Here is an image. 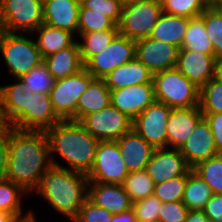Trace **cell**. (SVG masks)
<instances>
[{
    "label": "cell",
    "instance_id": "6da1fadb",
    "mask_svg": "<svg viewBox=\"0 0 222 222\" xmlns=\"http://www.w3.org/2000/svg\"><path fill=\"white\" fill-rule=\"evenodd\" d=\"M52 165L50 147L45 131L8 130L7 179L26 193L37 187L41 174Z\"/></svg>",
    "mask_w": 222,
    "mask_h": 222
},
{
    "label": "cell",
    "instance_id": "7a4b0ae2",
    "mask_svg": "<svg viewBox=\"0 0 222 222\" xmlns=\"http://www.w3.org/2000/svg\"><path fill=\"white\" fill-rule=\"evenodd\" d=\"M15 80L0 86L4 112L12 128L46 131L62 121L53 109L50 94H33L20 78Z\"/></svg>",
    "mask_w": 222,
    "mask_h": 222
},
{
    "label": "cell",
    "instance_id": "3957f363",
    "mask_svg": "<svg viewBox=\"0 0 222 222\" xmlns=\"http://www.w3.org/2000/svg\"><path fill=\"white\" fill-rule=\"evenodd\" d=\"M52 165L88 174L92 169L99 141L79 123L61 121L46 131ZM69 165L56 160L55 154ZM54 154V155H53Z\"/></svg>",
    "mask_w": 222,
    "mask_h": 222
},
{
    "label": "cell",
    "instance_id": "277c9868",
    "mask_svg": "<svg viewBox=\"0 0 222 222\" xmlns=\"http://www.w3.org/2000/svg\"><path fill=\"white\" fill-rule=\"evenodd\" d=\"M87 175L51 165L33 191L57 213L73 221L88 196Z\"/></svg>",
    "mask_w": 222,
    "mask_h": 222
},
{
    "label": "cell",
    "instance_id": "5b68a950",
    "mask_svg": "<svg viewBox=\"0 0 222 222\" xmlns=\"http://www.w3.org/2000/svg\"><path fill=\"white\" fill-rule=\"evenodd\" d=\"M155 99L172 109L200 105V88L176 67L153 74Z\"/></svg>",
    "mask_w": 222,
    "mask_h": 222
},
{
    "label": "cell",
    "instance_id": "8992f818",
    "mask_svg": "<svg viewBox=\"0 0 222 222\" xmlns=\"http://www.w3.org/2000/svg\"><path fill=\"white\" fill-rule=\"evenodd\" d=\"M25 34L30 35L0 30V53L13 79L21 78L43 63L35 39L24 36Z\"/></svg>",
    "mask_w": 222,
    "mask_h": 222
},
{
    "label": "cell",
    "instance_id": "52a82bcc",
    "mask_svg": "<svg viewBox=\"0 0 222 222\" xmlns=\"http://www.w3.org/2000/svg\"><path fill=\"white\" fill-rule=\"evenodd\" d=\"M163 13L161 0H146L122 7L119 34L138 41L148 38Z\"/></svg>",
    "mask_w": 222,
    "mask_h": 222
},
{
    "label": "cell",
    "instance_id": "ba28073f",
    "mask_svg": "<svg viewBox=\"0 0 222 222\" xmlns=\"http://www.w3.org/2000/svg\"><path fill=\"white\" fill-rule=\"evenodd\" d=\"M43 23V0H0V30L32 33Z\"/></svg>",
    "mask_w": 222,
    "mask_h": 222
},
{
    "label": "cell",
    "instance_id": "9c48e42d",
    "mask_svg": "<svg viewBox=\"0 0 222 222\" xmlns=\"http://www.w3.org/2000/svg\"><path fill=\"white\" fill-rule=\"evenodd\" d=\"M94 77L83 68L78 73L57 79L51 89L50 98L53 109L62 120L76 122V108L79 97L86 91Z\"/></svg>",
    "mask_w": 222,
    "mask_h": 222
},
{
    "label": "cell",
    "instance_id": "30bf717a",
    "mask_svg": "<svg viewBox=\"0 0 222 222\" xmlns=\"http://www.w3.org/2000/svg\"><path fill=\"white\" fill-rule=\"evenodd\" d=\"M128 174L117 141H99L88 181L122 185Z\"/></svg>",
    "mask_w": 222,
    "mask_h": 222
},
{
    "label": "cell",
    "instance_id": "8fae6325",
    "mask_svg": "<svg viewBox=\"0 0 222 222\" xmlns=\"http://www.w3.org/2000/svg\"><path fill=\"white\" fill-rule=\"evenodd\" d=\"M98 141H117L132 129L133 120L112 104L79 122Z\"/></svg>",
    "mask_w": 222,
    "mask_h": 222
},
{
    "label": "cell",
    "instance_id": "7c38bea8",
    "mask_svg": "<svg viewBox=\"0 0 222 222\" xmlns=\"http://www.w3.org/2000/svg\"><path fill=\"white\" fill-rule=\"evenodd\" d=\"M136 41L117 34L111 43L93 56L84 68L94 77L103 79L115 68L135 59Z\"/></svg>",
    "mask_w": 222,
    "mask_h": 222
},
{
    "label": "cell",
    "instance_id": "4fadbf2b",
    "mask_svg": "<svg viewBox=\"0 0 222 222\" xmlns=\"http://www.w3.org/2000/svg\"><path fill=\"white\" fill-rule=\"evenodd\" d=\"M171 109L166 104L155 101L133 120L132 128L154 148H166V124Z\"/></svg>",
    "mask_w": 222,
    "mask_h": 222
},
{
    "label": "cell",
    "instance_id": "5bb4252c",
    "mask_svg": "<svg viewBox=\"0 0 222 222\" xmlns=\"http://www.w3.org/2000/svg\"><path fill=\"white\" fill-rule=\"evenodd\" d=\"M179 48L152 38L136 41L135 58L153 74L176 67Z\"/></svg>",
    "mask_w": 222,
    "mask_h": 222
},
{
    "label": "cell",
    "instance_id": "9a60e30c",
    "mask_svg": "<svg viewBox=\"0 0 222 222\" xmlns=\"http://www.w3.org/2000/svg\"><path fill=\"white\" fill-rule=\"evenodd\" d=\"M155 101L153 83L131 85L111 90L110 95V103L132 120Z\"/></svg>",
    "mask_w": 222,
    "mask_h": 222
},
{
    "label": "cell",
    "instance_id": "2e32d148",
    "mask_svg": "<svg viewBox=\"0 0 222 222\" xmlns=\"http://www.w3.org/2000/svg\"><path fill=\"white\" fill-rule=\"evenodd\" d=\"M189 169L184 156L178 149L166 147L155 148L145 170L154 185H157L171 178L182 176Z\"/></svg>",
    "mask_w": 222,
    "mask_h": 222
},
{
    "label": "cell",
    "instance_id": "e0dca14e",
    "mask_svg": "<svg viewBox=\"0 0 222 222\" xmlns=\"http://www.w3.org/2000/svg\"><path fill=\"white\" fill-rule=\"evenodd\" d=\"M192 169L198 163L218 155L209 123L203 118L192 134L178 149Z\"/></svg>",
    "mask_w": 222,
    "mask_h": 222
},
{
    "label": "cell",
    "instance_id": "ac0fdd59",
    "mask_svg": "<svg viewBox=\"0 0 222 222\" xmlns=\"http://www.w3.org/2000/svg\"><path fill=\"white\" fill-rule=\"evenodd\" d=\"M215 60L213 53L179 49L176 68L189 81L201 88L214 78Z\"/></svg>",
    "mask_w": 222,
    "mask_h": 222
},
{
    "label": "cell",
    "instance_id": "d6986e66",
    "mask_svg": "<svg viewBox=\"0 0 222 222\" xmlns=\"http://www.w3.org/2000/svg\"><path fill=\"white\" fill-rule=\"evenodd\" d=\"M203 118L200 106L171 109L166 124L167 148L179 149Z\"/></svg>",
    "mask_w": 222,
    "mask_h": 222
},
{
    "label": "cell",
    "instance_id": "ffe728a7",
    "mask_svg": "<svg viewBox=\"0 0 222 222\" xmlns=\"http://www.w3.org/2000/svg\"><path fill=\"white\" fill-rule=\"evenodd\" d=\"M80 6L77 0H43V23L78 36Z\"/></svg>",
    "mask_w": 222,
    "mask_h": 222
},
{
    "label": "cell",
    "instance_id": "44dd1931",
    "mask_svg": "<svg viewBox=\"0 0 222 222\" xmlns=\"http://www.w3.org/2000/svg\"><path fill=\"white\" fill-rule=\"evenodd\" d=\"M87 198L112 214L126 212L132 208L129 195L123 186L118 184L88 182Z\"/></svg>",
    "mask_w": 222,
    "mask_h": 222
},
{
    "label": "cell",
    "instance_id": "7402d4cb",
    "mask_svg": "<svg viewBox=\"0 0 222 222\" xmlns=\"http://www.w3.org/2000/svg\"><path fill=\"white\" fill-rule=\"evenodd\" d=\"M117 144L129 172L145 170L155 150L133 128L123 134Z\"/></svg>",
    "mask_w": 222,
    "mask_h": 222
},
{
    "label": "cell",
    "instance_id": "603a6c76",
    "mask_svg": "<svg viewBox=\"0 0 222 222\" xmlns=\"http://www.w3.org/2000/svg\"><path fill=\"white\" fill-rule=\"evenodd\" d=\"M103 79L111 91L131 85L153 83V73L135 58L115 68Z\"/></svg>",
    "mask_w": 222,
    "mask_h": 222
},
{
    "label": "cell",
    "instance_id": "cb8c5ba5",
    "mask_svg": "<svg viewBox=\"0 0 222 222\" xmlns=\"http://www.w3.org/2000/svg\"><path fill=\"white\" fill-rule=\"evenodd\" d=\"M43 63L56 80L78 73L84 68L78 39L72 46L43 58Z\"/></svg>",
    "mask_w": 222,
    "mask_h": 222
},
{
    "label": "cell",
    "instance_id": "d4e9b609",
    "mask_svg": "<svg viewBox=\"0 0 222 222\" xmlns=\"http://www.w3.org/2000/svg\"><path fill=\"white\" fill-rule=\"evenodd\" d=\"M111 91L104 79L94 78L86 91L79 97L76 108V122L86 115L106 108L110 103Z\"/></svg>",
    "mask_w": 222,
    "mask_h": 222
},
{
    "label": "cell",
    "instance_id": "484cf974",
    "mask_svg": "<svg viewBox=\"0 0 222 222\" xmlns=\"http://www.w3.org/2000/svg\"><path fill=\"white\" fill-rule=\"evenodd\" d=\"M189 18L162 13L152 28L149 38L159 40L181 49Z\"/></svg>",
    "mask_w": 222,
    "mask_h": 222
},
{
    "label": "cell",
    "instance_id": "4316f807",
    "mask_svg": "<svg viewBox=\"0 0 222 222\" xmlns=\"http://www.w3.org/2000/svg\"><path fill=\"white\" fill-rule=\"evenodd\" d=\"M34 33L38 34L35 42L42 58L68 48L77 41V38L74 37L75 35L73 33L51 27L45 23H42L35 31L29 34Z\"/></svg>",
    "mask_w": 222,
    "mask_h": 222
},
{
    "label": "cell",
    "instance_id": "83f0119b",
    "mask_svg": "<svg viewBox=\"0 0 222 222\" xmlns=\"http://www.w3.org/2000/svg\"><path fill=\"white\" fill-rule=\"evenodd\" d=\"M213 194L207 182L190 168L187 171V181L182 198V202L188 210L203 211Z\"/></svg>",
    "mask_w": 222,
    "mask_h": 222
},
{
    "label": "cell",
    "instance_id": "f1b7e54d",
    "mask_svg": "<svg viewBox=\"0 0 222 222\" xmlns=\"http://www.w3.org/2000/svg\"><path fill=\"white\" fill-rule=\"evenodd\" d=\"M28 195L9 179L0 182V211L15 215L18 219L28 216L32 210H28L25 214L22 207V199Z\"/></svg>",
    "mask_w": 222,
    "mask_h": 222
},
{
    "label": "cell",
    "instance_id": "f546056e",
    "mask_svg": "<svg viewBox=\"0 0 222 222\" xmlns=\"http://www.w3.org/2000/svg\"><path fill=\"white\" fill-rule=\"evenodd\" d=\"M118 33V30H103L78 34L81 38L78 44L83 65L103 51Z\"/></svg>",
    "mask_w": 222,
    "mask_h": 222
},
{
    "label": "cell",
    "instance_id": "4dcf8cb0",
    "mask_svg": "<svg viewBox=\"0 0 222 222\" xmlns=\"http://www.w3.org/2000/svg\"><path fill=\"white\" fill-rule=\"evenodd\" d=\"M181 49L213 53V46L207 35L204 20L200 16L189 18L188 28L185 32Z\"/></svg>",
    "mask_w": 222,
    "mask_h": 222
},
{
    "label": "cell",
    "instance_id": "1f68e13d",
    "mask_svg": "<svg viewBox=\"0 0 222 222\" xmlns=\"http://www.w3.org/2000/svg\"><path fill=\"white\" fill-rule=\"evenodd\" d=\"M122 186L133 203L153 195L155 185L147 171L141 170L129 172Z\"/></svg>",
    "mask_w": 222,
    "mask_h": 222
},
{
    "label": "cell",
    "instance_id": "d6a6232c",
    "mask_svg": "<svg viewBox=\"0 0 222 222\" xmlns=\"http://www.w3.org/2000/svg\"><path fill=\"white\" fill-rule=\"evenodd\" d=\"M103 30H118V26L105 14L94 12L81 5L78 17V34Z\"/></svg>",
    "mask_w": 222,
    "mask_h": 222
},
{
    "label": "cell",
    "instance_id": "836d02e7",
    "mask_svg": "<svg viewBox=\"0 0 222 222\" xmlns=\"http://www.w3.org/2000/svg\"><path fill=\"white\" fill-rule=\"evenodd\" d=\"M192 170L207 182L214 194L222 193V155L202 161Z\"/></svg>",
    "mask_w": 222,
    "mask_h": 222
},
{
    "label": "cell",
    "instance_id": "e575fe53",
    "mask_svg": "<svg viewBox=\"0 0 222 222\" xmlns=\"http://www.w3.org/2000/svg\"><path fill=\"white\" fill-rule=\"evenodd\" d=\"M20 80L28 86V89L31 90L33 94H50L56 81L44 63L32 68L27 74L23 75Z\"/></svg>",
    "mask_w": 222,
    "mask_h": 222
},
{
    "label": "cell",
    "instance_id": "d590c367",
    "mask_svg": "<svg viewBox=\"0 0 222 222\" xmlns=\"http://www.w3.org/2000/svg\"><path fill=\"white\" fill-rule=\"evenodd\" d=\"M200 17L204 20L207 35L215 58H222V16L216 9L207 8Z\"/></svg>",
    "mask_w": 222,
    "mask_h": 222
},
{
    "label": "cell",
    "instance_id": "8d00e7d4",
    "mask_svg": "<svg viewBox=\"0 0 222 222\" xmlns=\"http://www.w3.org/2000/svg\"><path fill=\"white\" fill-rule=\"evenodd\" d=\"M200 109L202 113L222 112V83L214 78L200 88Z\"/></svg>",
    "mask_w": 222,
    "mask_h": 222
},
{
    "label": "cell",
    "instance_id": "74e56055",
    "mask_svg": "<svg viewBox=\"0 0 222 222\" xmlns=\"http://www.w3.org/2000/svg\"><path fill=\"white\" fill-rule=\"evenodd\" d=\"M163 12L187 18L199 17L207 8L204 0H161Z\"/></svg>",
    "mask_w": 222,
    "mask_h": 222
},
{
    "label": "cell",
    "instance_id": "f35d334b",
    "mask_svg": "<svg viewBox=\"0 0 222 222\" xmlns=\"http://www.w3.org/2000/svg\"><path fill=\"white\" fill-rule=\"evenodd\" d=\"M187 181V172L175 178H171L163 183L154 186V195L161 202L182 201L185 184Z\"/></svg>",
    "mask_w": 222,
    "mask_h": 222
},
{
    "label": "cell",
    "instance_id": "ab89813d",
    "mask_svg": "<svg viewBox=\"0 0 222 222\" xmlns=\"http://www.w3.org/2000/svg\"><path fill=\"white\" fill-rule=\"evenodd\" d=\"M161 201L153 194L132 203V210L138 222H158Z\"/></svg>",
    "mask_w": 222,
    "mask_h": 222
},
{
    "label": "cell",
    "instance_id": "60d3db41",
    "mask_svg": "<svg viewBox=\"0 0 222 222\" xmlns=\"http://www.w3.org/2000/svg\"><path fill=\"white\" fill-rule=\"evenodd\" d=\"M80 4L94 12L105 14L117 25L120 22L123 7L120 0H83Z\"/></svg>",
    "mask_w": 222,
    "mask_h": 222
},
{
    "label": "cell",
    "instance_id": "b9f144b4",
    "mask_svg": "<svg viewBox=\"0 0 222 222\" xmlns=\"http://www.w3.org/2000/svg\"><path fill=\"white\" fill-rule=\"evenodd\" d=\"M113 214L95 205L88 198L82 203L76 218L72 222H110Z\"/></svg>",
    "mask_w": 222,
    "mask_h": 222
},
{
    "label": "cell",
    "instance_id": "7bdbcfd3",
    "mask_svg": "<svg viewBox=\"0 0 222 222\" xmlns=\"http://www.w3.org/2000/svg\"><path fill=\"white\" fill-rule=\"evenodd\" d=\"M188 211L182 201L162 202L158 222H184Z\"/></svg>",
    "mask_w": 222,
    "mask_h": 222
},
{
    "label": "cell",
    "instance_id": "ee69618b",
    "mask_svg": "<svg viewBox=\"0 0 222 222\" xmlns=\"http://www.w3.org/2000/svg\"><path fill=\"white\" fill-rule=\"evenodd\" d=\"M203 117L209 123L211 132L214 136L217 153L218 155H222V112L203 113Z\"/></svg>",
    "mask_w": 222,
    "mask_h": 222
},
{
    "label": "cell",
    "instance_id": "f6af8a7d",
    "mask_svg": "<svg viewBox=\"0 0 222 222\" xmlns=\"http://www.w3.org/2000/svg\"><path fill=\"white\" fill-rule=\"evenodd\" d=\"M203 211L210 222H222V193L213 194Z\"/></svg>",
    "mask_w": 222,
    "mask_h": 222
},
{
    "label": "cell",
    "instance_id": "bcb514c9",
    "mask_svg": "<svg viewBox=\"0 0 222 222\" xmlns=\"http://www.w3.org/2000/svg\"><path fill=\"white\" fill-rule=\"evenodd\" d=\"M8 165V130L0 133V182L7 179Z\"/></svg>",
    "mask_w": 222,
    "mask_h": 222
},
{
    "label": "cell",
    "instance_id": "7dc6e473",
    "mask_svg": "<svg viewBox=\"0 0 222 222\" xmlns=\"http://www.w3.org/2000/svg\"><path fill=\"white\" fill-rule=\"evenodd\" d=\"M110 222H138L132 209L119 214H113Z\"/></svg>",
    "mask_w": 222,
    "mask_h": 222
},
{
    "label": "cell",
    "instance_id": "c3c4849f",
    "mask_svg": "<svg viewBox=\"0 0 222 222\" xmlns=\"http://www.w3.org/2000/svg\"><path fill=\"white\" fill-rule=\"evenodd\" d=\"M184 222H210L204 211L189 210Z\"/></svg>",
    "mask_w": 222,
    "mask_h": 222
},
{
    "label": "cell",
    "instance_id": "681fc988",
    "mask_svg": "<svg viewBox=\"0 0 222 222\" xmlns=\"http://www.w3.org/2000/svg\"><path fill=\"white\" fill-rule=\"evenodd\" d=\"M11 128V124L9 123L6 114L4 112L2 94L0 90V133H3Z\"/></svg>",
    "mask_w": 222,
    "mask_h": 222
},
{
    "label": "cell",
    "instance_id": "f907efd6",
    "mask_svg": "<svg viewBox=\"0 0 222 222\" xmlns=\"http://www.w3.org/2000/svg\"><path fill=\"white\" fill-rule=\"evenodd\" d=\"M214 79L222 83V58L215 60Z\"/></svg>",
    "mask_w": 222,
    "mask_h": 222
},
{
    "label": "cell",
    "instance_id": "816d5d0a",
    "mask_svg": "<svg viewBox=\"0 0 222 222\" xmlns=\"http://www.w3.org/2000/svg\"><path fill=\"white\" fill-rule=\"evenodd\" d=\"M17 219L15 215L0 211V222H15Z\"/></svg>",
    "mask_w": 222,
    "mask_h": 222
},
{
    "label": "cell",
    "instance_id": "f5cc1de1",
    "mask_svg": "<svg viewBox=\"0 0 222 222\" xmlns=\"http://www.w3.org/2000/svg\"><path fill=\"white\" fill-rule=\"evenodd\" d=\"M206 8L215 9L222 4V0H204Z\"/></svg>",
    "mask_w": 222,
    "mask_h": 222
},
{
    "label": "cell",
    "instance_id": "db71d44e",
    "mask_svg": "<svg viewBox=\"0 0 222 222\" xmlns=\"http://www.w3.org/2000/svg\"><path fill=\"white\" fill-rule=\"evenodd\" d=\"M34 214L35 213L31 211V213L28 216L17 219L15 222H38Z\"/></svg>",
    "mask_w": 222,
    "mask_h": 222
},
{
    "label": "cell",
    "instance_id": "11a10c76",
    "mask_svg": "<svg viewBox=\"0 0 222 222\" xmlns=\"http://www.w3.org/2000/svg\"><path fill=\"white\" fill-rule=\"evenodd\" d=\"M142 1H146V0H120L122 6L130 5V4H134V3H138Z\"/></svg>",
    "mask_w": 222,
    "mask_h": 222
},
{
    "label": "cell",
    "instance_id": "9f6ffc18",
    "mask_svg": "<svg viewBox=\"0 0 222 222\" xmlns=\"http://www.w3.org/2000/svg\"><path fill=\"white\" fill-rule=\"evenodd\" d=\"M222 16V4L215 8Z\"/></svg>",
    "mask_w": 222,
    "mask_h": 222
}]
</instances>
